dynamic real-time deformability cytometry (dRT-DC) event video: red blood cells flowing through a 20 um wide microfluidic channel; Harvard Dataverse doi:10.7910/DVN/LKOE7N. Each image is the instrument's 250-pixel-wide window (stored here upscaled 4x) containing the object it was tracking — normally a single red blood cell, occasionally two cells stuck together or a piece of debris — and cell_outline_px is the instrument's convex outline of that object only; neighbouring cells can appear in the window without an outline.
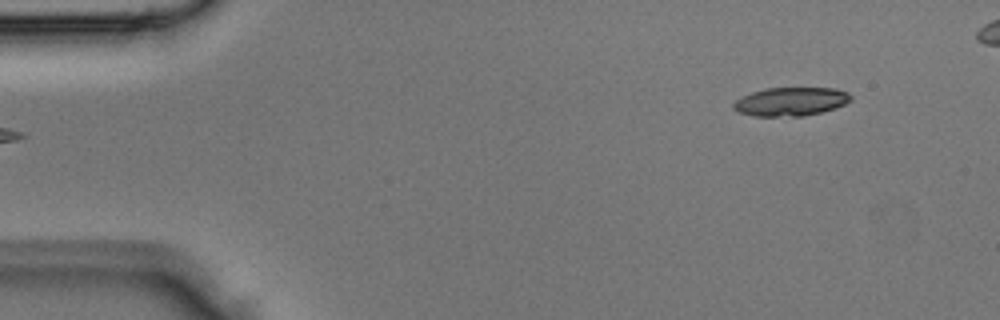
{"species": "Egyptian fruit bat (a non-hibernating species)", "species_latin": "Rousettus aegyptiacus", "temperature_condition": "room temperature", "stored_images_in_passage": 4, "camera_frame_rate_fps": 3000, "um_per_image_px": 0.085, "animal": {"sex": "male"}, "frame": {"image": 1, "passage_image": 4, "time_ms": 1.0, "image_size_px": [1000, 320], "cell_outline_px": [[852, 100], [844, 104], [820, 112], [804, 116], [752, 116], [740, 112], [732, 108], [732, 104], [736, 100], [752, 92], [768, 88], [836, 88], [848, 92], [852, 96]], "centroid_in_image_um": [67.22, 8.63], "position_along_channel_um": 17.8, "area_um2": 19.42}}